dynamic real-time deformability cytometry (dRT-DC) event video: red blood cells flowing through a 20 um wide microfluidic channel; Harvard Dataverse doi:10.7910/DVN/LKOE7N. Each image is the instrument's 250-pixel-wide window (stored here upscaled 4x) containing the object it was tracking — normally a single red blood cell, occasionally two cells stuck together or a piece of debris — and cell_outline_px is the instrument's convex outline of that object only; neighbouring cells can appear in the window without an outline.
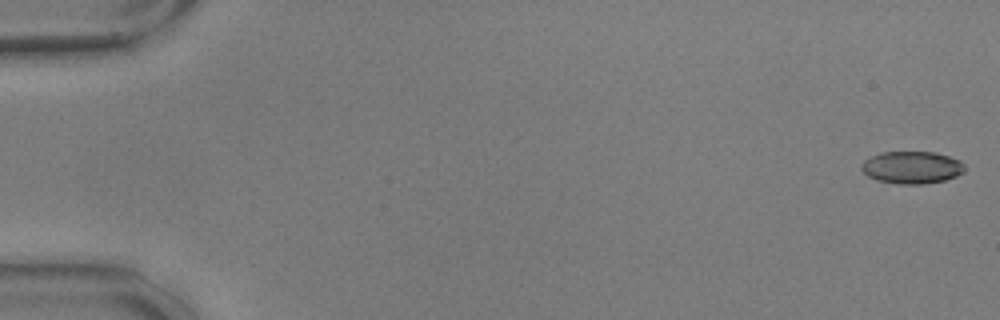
{"species": "common noctule bat (a hibernating species)", "species_latin": "Nyctalus noctula", "temperature_condition": "warm", "stored_images_in_passage": 52, "camera_frame_rate_fps": 3000, "um_per_image_px": 0.085, "animal": {"sex": "male", "body_mass_g": 17.9, "forearm_length_mm": 54.2}, "frame": {"image": 1, "passage_image": 1, "time_ms": 0.0, "image_size_px": [1000, 320], "cell_outline_px": [[964, 172], [956, 176], [944, 180], [924, 184], [896, 184], [876, 180], [868, 176], [860, 168], [864, 160], [872, 156], [884, 152], [936, 152], [960, 160], [964, 164]], "centroid_in_image_um": [77.51, 14.24], "position_along_channel_um": 7.5, "area_um2": 19.48}}
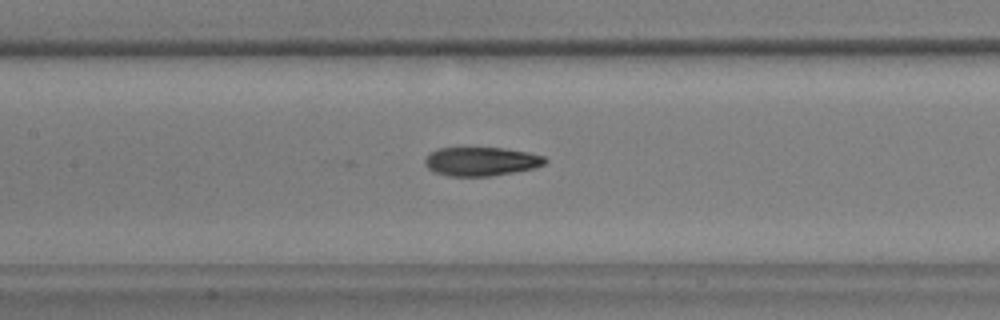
{"frame": {"image": 2, "passage_image": 27, "time_ms": 8.667, "image_size_px": [1000, 320], "cell_outline_px": [[548, 160], [544, 164], [536, 168], [492, 176], [448, 176], [432, 172], [424, 164], [424, 160], [436, 148], [504, 148], [528, 152], [544, 156]], "centroid_in_image_um": [40.91, 13.73], "position_along_channel_um": 166.5, "area_um2": 20.29}}
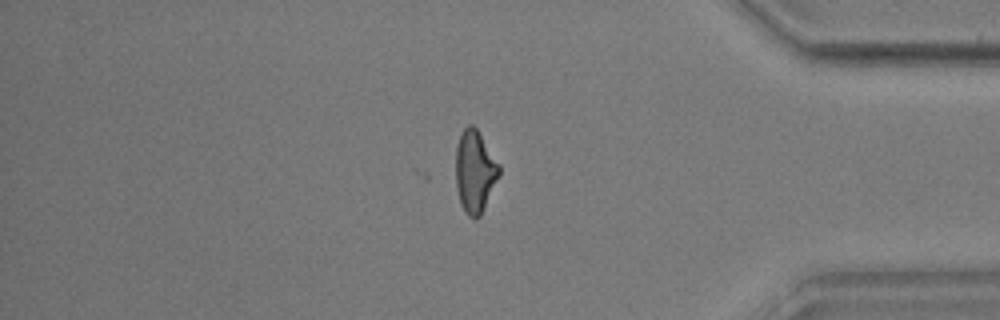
{"frame": {"image": 3, "passage_image": 48, "time_ms": 15.667, "image_size_px": [1000, 320], "cell_outline_px": [[500, 176], [480, 216], [476, 220], [472, 220], [464, 212], [460, 204], [456, 188], [456, 144], [464, 128], [468, 124], [472, 124], [476, 128], [500, 164]], "centroid_in_image_um": [40.37, 14.61], "position_along_channel_um": 394.8, "area_um2": 21.1}}